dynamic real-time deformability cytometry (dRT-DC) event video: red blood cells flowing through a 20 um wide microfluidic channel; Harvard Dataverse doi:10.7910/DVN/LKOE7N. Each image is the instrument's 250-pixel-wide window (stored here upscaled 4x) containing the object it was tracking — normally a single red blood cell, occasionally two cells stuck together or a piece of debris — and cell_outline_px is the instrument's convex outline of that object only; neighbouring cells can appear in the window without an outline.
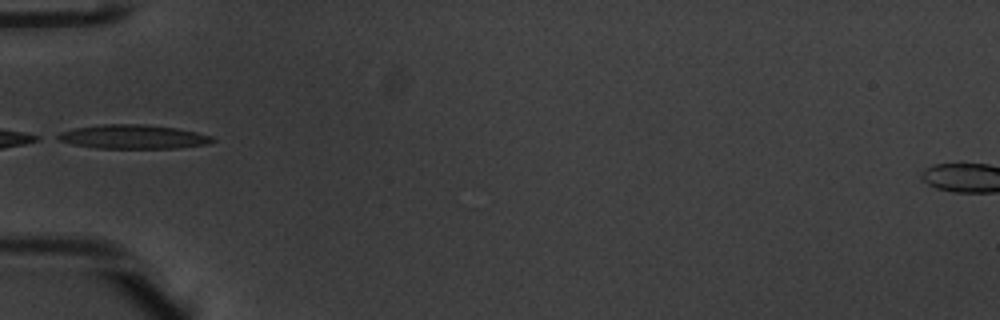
{"species": "common noctule bat (a hibernating species)", "species_latin": "Nyctalus noctula", "temperature_condition": "warm", "stored_images_in_passage": 5, "camera_frame_rate_fps": 3000, "um_per_image_px": 0.085, "animal": {"sex": "male", "body_mass_g": 20.1, "forearm_length_mm": 53.5}, "frame": {"image": 1, "passage_image": 1, "time_ms": 0.0, "image_size_px": [1000, 320], "cell_outline_px": [[216, 140], [208, 144], [176, 148], [96, 148], [72, 144], [60, 140], [52, 136], [60, 132], [76, 128], [104, 124], [144, 124], [176, 128], [196, 132], [212, 136]], "centroid_in_image_um": [11.31, 11.63], "position_along_channel_um": 73.7, "area_um2": 21.62}}